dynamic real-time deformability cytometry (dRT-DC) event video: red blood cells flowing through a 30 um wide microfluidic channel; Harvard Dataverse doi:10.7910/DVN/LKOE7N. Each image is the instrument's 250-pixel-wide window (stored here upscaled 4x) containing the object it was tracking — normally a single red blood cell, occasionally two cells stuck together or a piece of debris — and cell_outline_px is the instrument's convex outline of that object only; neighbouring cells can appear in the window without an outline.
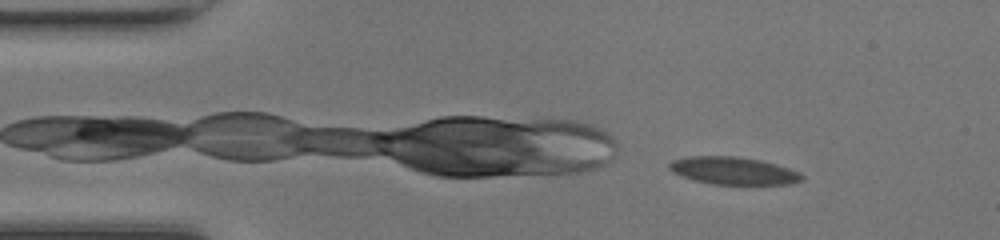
{"species": "common noctule bat (a hibernating species)", "species_latin": "Nyctalus noctula", "temperature_condition": "room temperature", "stored_images_in_passage": 48, "camera_frame_rate_fps": 3000, "um_per_image_px": 0.085, "animal": {"sex": "female", "body_mass_g": 17.0, "forearm_length_mm": 48.0}, "frame": {"image": 1, "passage_image": 4, "time_ms": 1.0, "image_size_px": [1000, 240], "cell_outline_px": [[804, 180], [792, 184], [712, 184], [696, 180], [672, 172], [668, 168], [668, 164], [672, 160], [688, 156], [736, 156], [760, 160], [776, 164], [800, 172], [804, 176]], "centroid_in_image_um": [62.36, 14.51], "position_along_channel_um": 22.6, "area_um2": 21.27}}
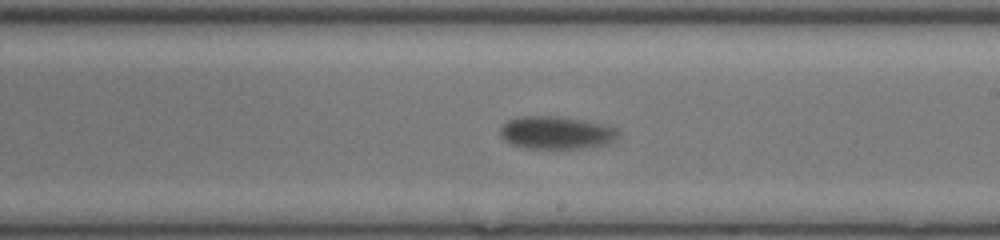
{"frame": {"image": 2, "passage_image": 26, "time_ms": 8.333, "image_size_px": [1000, 240], "cell_outline_px": [[616, 140], [608, 144], [580, 148], [524, 148], [512, 144], [504, 140], [500, 136], [500, 128], [508, 120], [520, 116], [552, 116], [584, 120], [608, 124], [616, 128]], "centroid_in_image_um": [47.28, 11.27], "position_along_channel_um": 241.7, "area_um2": 22.54}}
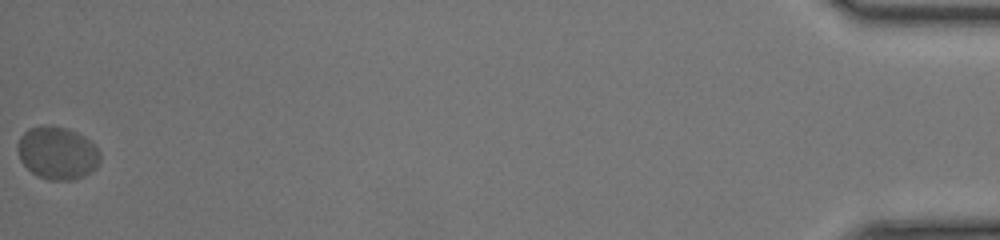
{"frame": {"image": 3, "passage_image": 48, "time_ms": 15.667, "image_size_px": [1000, 240], "cell_outline_px": [[100, 160], [96, 168], [92, 172], [84, 176], [72, 180], [48, 180], [32, 172], [20, 160], [16, 148], [20, 136], [28, 128], [40, 124], [52, 124], [68, 128], [84, 136], [100, 152]], "centroid_in_image_um": [4.86, 12.98], "position_along_channel_um": 430.3, "area_um2": 25.66}, "authors_computed_cell_mechanics": {"area_um2": 22.4264, "velocity_mm_per_s": 4.0627, "shape_relaxation_time_tau1_ms": 2.4928, "shape_relaxation_time_tau2_ms": null, "deformation_change_tau1": 0.1162, "deformation_change_tau2": null}}